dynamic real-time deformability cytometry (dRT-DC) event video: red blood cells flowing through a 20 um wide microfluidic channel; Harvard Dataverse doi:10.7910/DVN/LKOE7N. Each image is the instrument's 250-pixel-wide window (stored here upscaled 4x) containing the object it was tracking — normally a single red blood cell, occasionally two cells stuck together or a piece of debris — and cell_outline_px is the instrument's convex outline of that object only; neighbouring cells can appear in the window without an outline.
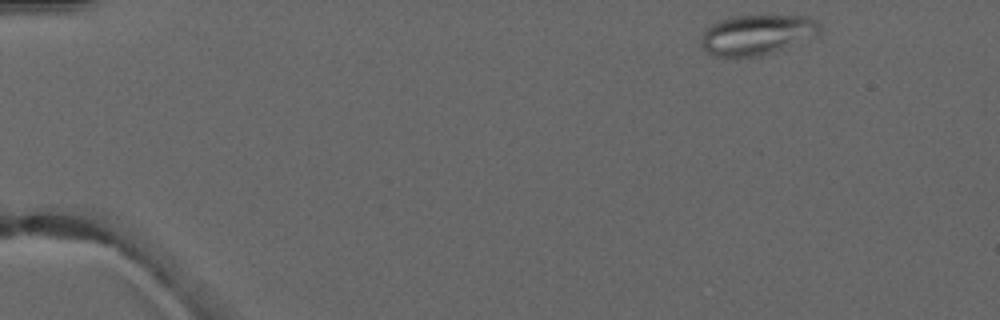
{"species": "common noctule bat (a hibernating species)", "species_latin": "Nyctalus noctula", "temperature_condition": "warm", "stored_images_in_passage": 3, "camera_frame_rate_fps": 3000, "um_per_image_px": 0.085, "animal": {"sex": "male", "forearm_length_mm": 52.5}, "frame": {"image": 1, "passage_image": 1, "time_ms": 0.0, "image_size_px": [1000, 320], "cell_outline_px": [[820, 36], [760, 56], [712, 56], [700, 48], [700, 40], [704, 28], [728, 16], [808, 16], [816, 20], [820, 24]], "centroid_in_image_um": [64.33, 2.95], "position_along_channel_um": 20.7, "area_um2": 28.15}}